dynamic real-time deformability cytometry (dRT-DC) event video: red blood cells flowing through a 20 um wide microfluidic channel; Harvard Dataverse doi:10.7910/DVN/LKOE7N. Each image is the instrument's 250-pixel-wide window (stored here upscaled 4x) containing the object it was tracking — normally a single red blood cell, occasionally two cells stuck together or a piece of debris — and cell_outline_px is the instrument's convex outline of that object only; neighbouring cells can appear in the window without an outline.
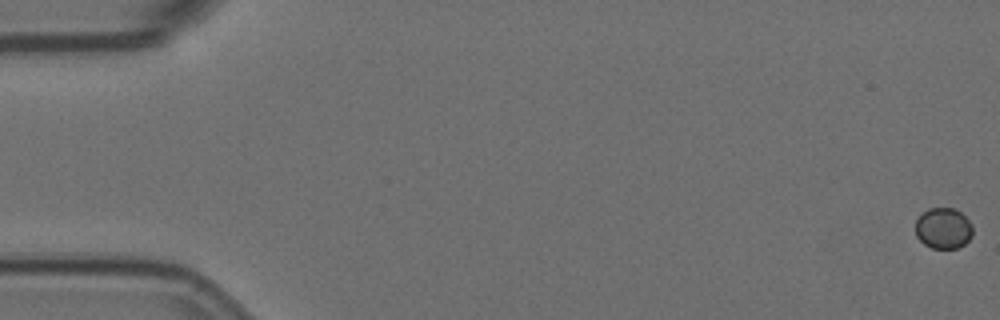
{"species": "Egyptian fruit bat (a non-hibernating species)", "species_latin": "Rousettus aegyptiacus", "temperature_condition": "room temperature", "stored_images_in_passage": 7, "camera_frame_rate_fps": 3000, "um_per_image_px": 0.085, "animal": {"sex": "female"}, "frame": {"image": 1, "passage_image": 1, "time_ms": 0.0, "image_size_px": [1000, 320], "cell_outline_px": [[972, 236], [964, 244], [956, 248], [932, 248], [924, 244], [916, 236], [916, 220], [928, 208], [956, 208], [972, 224]], "centroid_in_image_um": [80.19, 19.4], "position_along_channel_um": 4.8, "area_um2": 13.58}}